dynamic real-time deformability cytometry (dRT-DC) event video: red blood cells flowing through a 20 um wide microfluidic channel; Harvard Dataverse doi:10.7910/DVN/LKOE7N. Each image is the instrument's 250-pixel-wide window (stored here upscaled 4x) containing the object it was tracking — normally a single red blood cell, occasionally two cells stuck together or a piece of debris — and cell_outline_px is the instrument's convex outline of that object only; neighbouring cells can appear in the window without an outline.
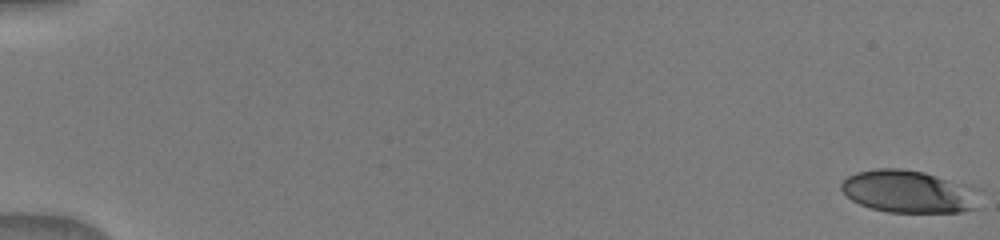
{"species": "human", "species_latin": "Homo sapiens", "temperature_condition": "warm", "stored_images_in_passage": 42, "camera_frame_rate_fps": 3000, "um_per_image_px": 0.085, "donor": {"sex": "male"}, "frame": {"image": 1, "passage_image": 1, "time_ms": 0.0, "image_size_px": [1000, 240], "cell_outline_px": [[984, 192], [976, 208], [960, 212], [888, 212], [872, 208], [860, 204], [852, 200], [840, 188], [840, 184], [848, 176], [856, 172], [876, 168], [900, 168], [924, 172], [980, 188]], "centroid_in_image_um": [77.32, 16.28], "position_along_channel_um": 7.7, "area_um2": 34.8}}
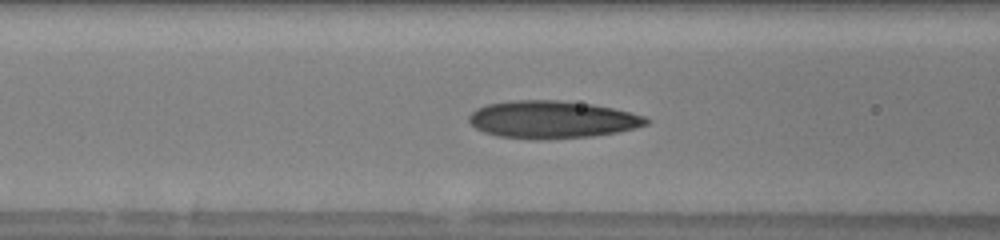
{"frame": {"image": 2, "passage_image": 17, "time_ms": 7.333, "image_size_px": [1000, 240], "cell_outline_px": [[652, 120], [648, 124], [636, 128], [616, 132], [592, 136], [548, 140], [536, 140], [496, 136], [484, 132], [476, 128], [468, 120], [468, 116], [476, 108], [488, 104], [512, 100], [556, 100], [592, 104], [612, 108], [644, 116]], "centroid_in_image_um": [46.91, 10.17], "position_along_channel_um": 119.7, "area_um2": 38.96}}
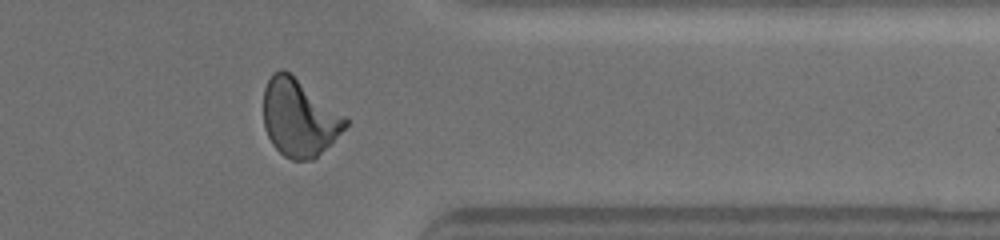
{"frame": {"image": 3, "passage_image": 34, "time_ms": 14.0, "image_size_px": [1000, 240], "cell_outline_px": [[348, 124], [312, 160], [292, 160], [284, 156], [272, 144], [264, 128], [264, 88], [272, 72], [280, 68], [284, 68], [344, 116], [348, 120]], "centroid_in_image_um": [25.37, 9.99], "position_along_channel_um": 386.0, "area_um2": 36.13}}